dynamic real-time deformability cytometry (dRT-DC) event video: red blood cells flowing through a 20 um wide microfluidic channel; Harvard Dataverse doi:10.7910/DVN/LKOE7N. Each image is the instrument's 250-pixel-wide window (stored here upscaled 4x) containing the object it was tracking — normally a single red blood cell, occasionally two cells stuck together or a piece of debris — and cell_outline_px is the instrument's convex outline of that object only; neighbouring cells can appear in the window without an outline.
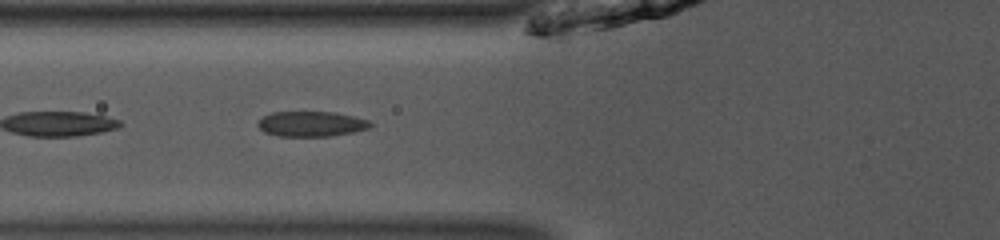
{"species": "common noctule bat (a hibernating species)", "species_latin": "Nyctalus noctula", "temperature_condition": "room temperature", "stored_images_in_passage": 38, "camera_frame_rate_fps": 3000, "um_per_image_px": 0.085, "animal": {"sex": "male", "body_mass_g": 13.0, "forearm_length_mm": 53.1}, "frame": {"image": 1, "passage_image": 7, "time_ms": 2.0, "image_size_px": [1000, 240], "cell_outline_px": [[372, 124], [368, 128], [352, 132], [332, 136], [276, 136], [264, 132], [256, 124], [264, 116], [272, 112], [336, 112], [368, 120]], "centroid_in_image_um": [26.43, 10.53], "position_along_channel_um": 99.4, "area_um2": 16.42}}
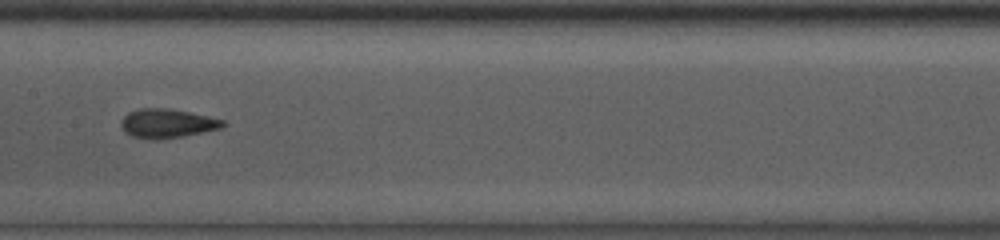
{"frame": {"image": 2, "passage_image": 14, "time_ms": 4.333, "image_size_px": [1000, 240], "cell_outline_px": [[228, 124], [220, 128], [184, 136], [132, 136], [120, 124], [124, 116], [128, 112], [140, 108], [168, 108], [188, 112], [224, 120]], "centroid_in_image_um": [14.26, 10.43], "position_along_channel_um": 193.1, "area_um2": 16.24}}
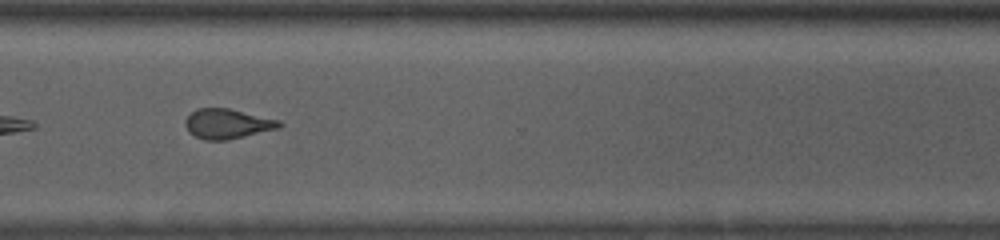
{"frame": {"image": 3, "passage_image": 26, "time_ms": 8.333, "image_size_px": [1000, 240], "cell_outline_px": [[284, 124], [280, 128], [228, 140], [204, 140], [188, 132], [184, 124], [184, 120], [196, 108], [228, 108], [280, 120]], "centroid_in_image_um": [19.33, 10.52], "position_along_channel_um": 351.3, "area_um2": 16.47}, "authors_computed_cell_mechanics": {"area_um2": 16.5308, "velocity_mm_per_s": 3.9695, "shape_relaxation_time_tau1_ms": 6.5729, "shape_relaxation_time_tau2_ms": 1.069, "deformation_change_tau1": 0.1442, "deformation_change_tau2": 0.077}}